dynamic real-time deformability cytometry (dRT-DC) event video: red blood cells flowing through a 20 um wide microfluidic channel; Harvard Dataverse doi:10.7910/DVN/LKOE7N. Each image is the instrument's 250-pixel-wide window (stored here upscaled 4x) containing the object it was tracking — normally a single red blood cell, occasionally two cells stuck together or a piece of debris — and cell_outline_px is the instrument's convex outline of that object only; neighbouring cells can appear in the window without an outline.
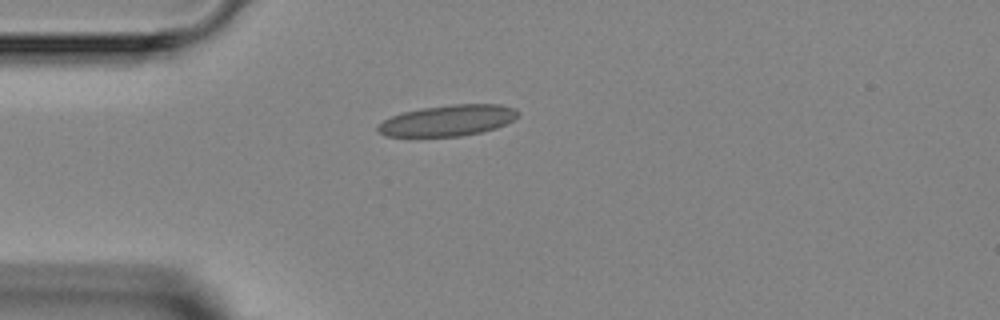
{"species": "Egyptian fruit bat (a non-hibernating species)", "species_latin": "Rousettus aegyptiacus", "temperature_condition": "room temperature", "stored_images_in_passage": 1, "camera_frame_rate_fps": 3000, "um_per_image_px": 0.085, "animal": {"sex": "female"}, "frame": {"image": 1, "passage_image": 1, "time_ms": 0.0, "image_size_px": [1000, 320], "cell_outline_px": [[520, 112], [512, 120], [496, 128], [480, 132], [460, 136], [384, 136], [376, 128], [384, 120], [392, 116], [404, 112], [420, 108], [452, 104], [500, 104], [516, 108]], "centroid_in_image_um": [38.08, 10.23], "position_along_channel_um": 46.9, "area_um2": 25.14}}